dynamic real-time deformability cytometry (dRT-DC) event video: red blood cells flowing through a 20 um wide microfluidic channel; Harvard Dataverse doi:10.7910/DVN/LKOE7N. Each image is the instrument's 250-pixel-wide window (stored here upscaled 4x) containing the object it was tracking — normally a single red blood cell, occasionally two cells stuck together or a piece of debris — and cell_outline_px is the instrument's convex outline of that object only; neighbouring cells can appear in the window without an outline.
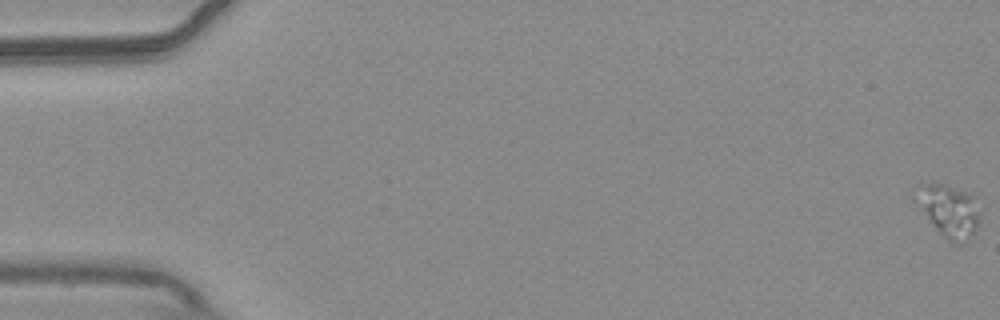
{"species": "common noctule bat (a hibernating species)", "species_latin": "Nyctalus noctula", "temperature_condition": "warm", "stored_images_in_passage": 22, "segment_of_instrument_passage": [1, 2], "camera_frame_rate_fps": 3000, "um_per_image_px": 0.085, "animal": {"sex": "male", "body_mass_g": 20.4}, "frame": {"image": 1, "passage_image": 1, "time_ms": 0.0, "image_size_px": [1000, 320], "cell_outline_px": [[976, 224], [968, 240], [960, 244], [956, 244], [940, 232], [932, 224], [908, 196], [924, 184], [944, 184], [968, 192], [972, 196], [976, 212]], "centroid_in_image_um": [80.52, 17.86], "position_along_channel_um": 4.5, "area_um2": 18.9}}
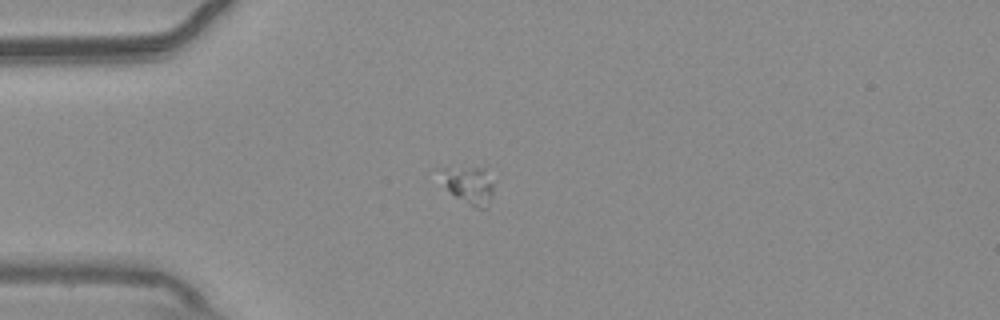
{"frame": {"image": 2, "passage_image": 16, "time_ms": 5.0, "image_size_px": [1000, 320], "cell_outline_px": [[492, 196], [488, 208], [480, 208], [456, 196], [448, 188], [432, 168], [484, 168], [492, 184]], "centroid_in_image_um": [39.79, 15.69], "position_along_channel_um": 45.2, "area_um2": 11.27}}